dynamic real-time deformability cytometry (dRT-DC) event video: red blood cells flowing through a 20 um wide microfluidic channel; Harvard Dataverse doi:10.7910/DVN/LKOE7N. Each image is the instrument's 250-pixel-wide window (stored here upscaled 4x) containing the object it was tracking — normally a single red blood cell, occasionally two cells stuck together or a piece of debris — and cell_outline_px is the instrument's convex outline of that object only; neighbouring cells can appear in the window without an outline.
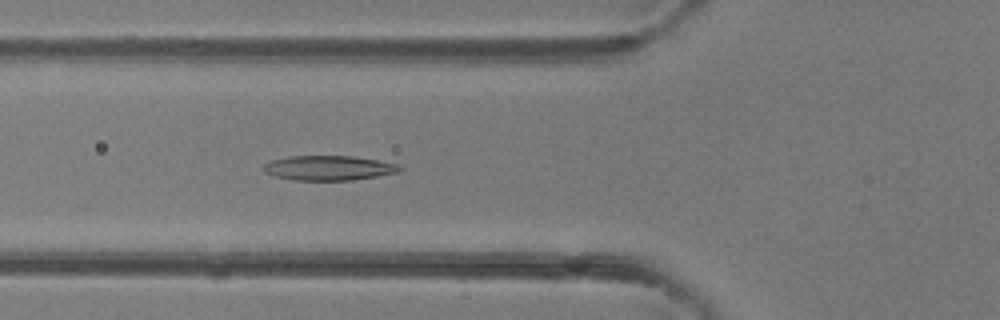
{"species": "common noctule bat (a hibernating species)", "species_latin": "Nyctalus noctula", "temperature_condition": "room temperature", "stored_images_in_passage": 47, "camera_frame_rate_fps": 3000, "um_per_image_px": 0.085, "animal": {"sex": "female"}, "frame": {"image": 1, "passage_image": 17, "time_ms": 5.333, "image_size_px": [1000, 320], "cell_outline_px": [[404, 168], [396, 172], [376, 176], [352, 180], [292, 180], [276, 176], [264, 172], [264, 164], [272, 160], [288, 156], [352, 156], [376, 160], [396, 164]], "centroid_in_image_um": [27.91, 14.27], "position_along_channel_um": 97.9, "area_um2": 19.36}}
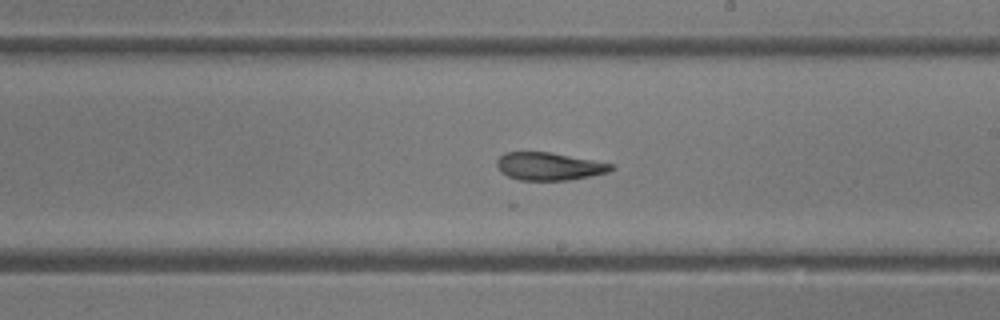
{"frame": {"image": 2, "passage_image": 27, "time_ms": 8.667, "image_size_px": [1000, 320], "cell_outline_px": [[616, 168], [608, 172], [568, 180], [520, 180], [508, 176], [500, 172], [496, 164], [496, 160], [504, 152], [552, 152], [612, 164]], "centroid_in_image_um": [46.64, 14.13], "position_along_channel_um": 242.4, "area_um2": 18.44}}
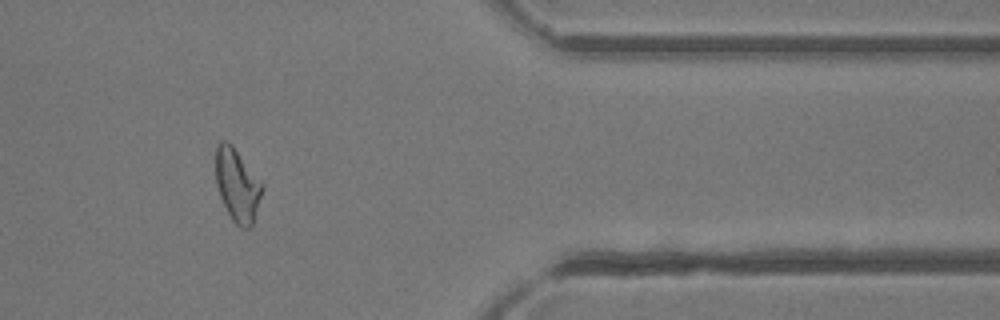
{"frame": {"image": 3, "passage_image": 39, "time_ms": 12.667, "image_size_px": [1000, 320], "cell_outline_px": [[264, 188], [252, 228], [240, 228], [232, 220], [220, 196], [216, 184], [216, 144], [220, 140], [228, 140], [232, 144], [264, 184]], "centroid_in_image_um": [20.19, 15.73], "position_along_channel_um": 391.2, "area_um2": 20.06}, "authors_computed_cell_mechanics": {"area_um2": 20.3456, "velocity_mm_per_s": 4.3201, "shape_relaxation_time_tau1_ms": 6.2433, "shape_relaxation_time_tau2_ms": 2.5578, "deformation_change_tau1": 0.1911, "deformation_change_tau2": 0.1177}}